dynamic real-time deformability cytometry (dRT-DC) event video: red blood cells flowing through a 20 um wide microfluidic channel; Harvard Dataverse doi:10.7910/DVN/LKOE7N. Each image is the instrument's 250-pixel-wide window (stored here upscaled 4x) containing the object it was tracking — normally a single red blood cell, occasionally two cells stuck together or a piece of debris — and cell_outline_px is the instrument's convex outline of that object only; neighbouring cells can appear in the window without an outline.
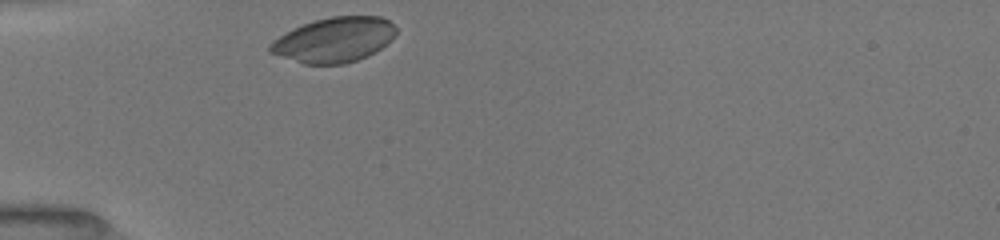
{"species": "common noctule bat (a hibernating species)", "species_latin": "Nyctalus noctula", "temperature_condition": "room temperature", "stored_images_in_passage": 3, "camera_frame_rate_fps": 3000, "um_per_image_px": 0.085, "animal": {"sex": "female", "body_mass_g": 19.5, "forearm_length_mm": 54.1}, "frame": {"image": 1, "passage_image": 1, "time_ms": 0.0, "image_size_px": [1000, 240], "cell_outline_px": [[396, 32], [380, 48], [368, 56], [344, 64], [304, 64], [268, 52], [268, 44], [272, 40], [292, 28], [312, 20], [332, 16], [380, 16], [388, 20], [396, 28]], "centroid_in_image_um": [28.34, 3.38], "position_along_channel_um": 56.7, "area_um2": 32.95}}